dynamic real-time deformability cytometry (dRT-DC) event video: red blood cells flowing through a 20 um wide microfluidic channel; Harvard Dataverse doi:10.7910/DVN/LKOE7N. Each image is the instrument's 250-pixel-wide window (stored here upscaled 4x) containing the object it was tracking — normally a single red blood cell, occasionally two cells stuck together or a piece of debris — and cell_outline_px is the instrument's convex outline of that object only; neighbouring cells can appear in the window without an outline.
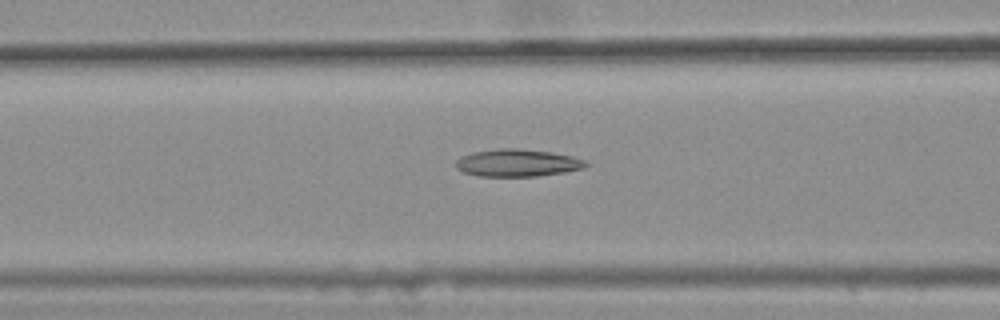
{"species": "common noctule bat (a hibernating species)", "species_latin": "Nyctalus noctula", "temperature_condition": "warm", "stored_images_in_passage": 43, "camera_frame_rate_fps": 3000, "um_per_image_px": 0.085, "animal": {"sex": "female", "body_mass_g": 25.1}, "frame": {"image": 1, "passage_image": 15, "time_ms": 4.667, "image_size_px": [1000, 320], "cell_outline_px": [[588, 164], [584, 168], [564, 172], [536, 176], [480, 176], [464, 172], [456, 168], [456, 160], [460, 156], [472, 152], [500, 148], [520, 148], [552, 152], [572, 156], [584, 160]], "centroid_in_image_um": [43.96, 13.83], "position_along_channel_um": 122.6, "area_um2": 20.75}}
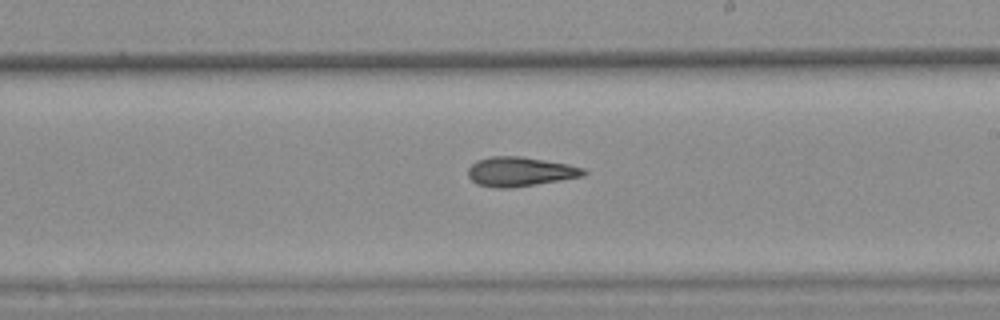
{"frame": {"image": 2, "passage_image": 25, "time_ms": 8.0, "image_size_px": [1000, 320], "cell_outline_px": [[588, 172], [584, 176], [512, 188], [496, 188], [476, 184], [468, 176], [468, 168], [476, 160], [492, 156], [520, 156], [568, 164], [584, 168]], "centroid_in_image_um": [44.19, 14.59], "position_along_channel_um": 244.8, "area_um2": 19.83}}
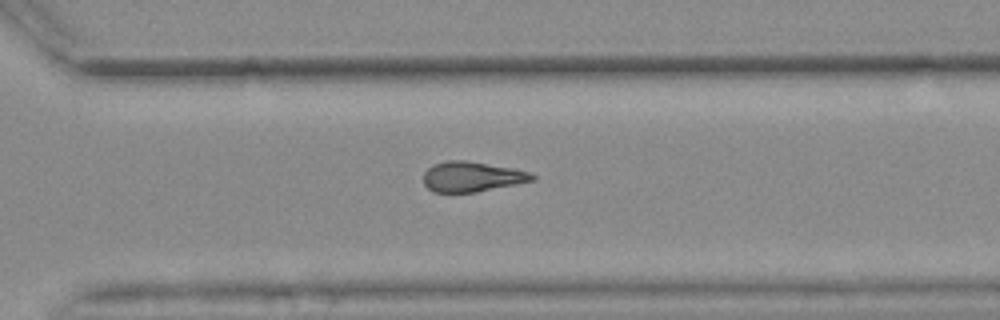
{"frame": {"image": 3, "passage_image": 32, "time_ms": 10.333, "image_size_px": [1000, 320], "cell_outline_px": [[536, 180], [476, 192], [432, 192], [424, 184], [424, 172], [432, 164], [448, 160], [464, 160], [512, 168], [528, 172], [536, 176]], "centroid_in_image_um": [40.09, 15.02], "position_along_channel_um": 330.5, "area_um2": 19.02}, "authors_computed_cell_mechanics": {"area_um2": 19.5942, "velocity_mm_per_s": 3.6712, "shape_relaxation_time_tau1_ms": null, "shape_relaxation_time_tau2_ms": 5.9534, "deformation_change_tau1": null, "deformation_change_tau2": 0.1674}}